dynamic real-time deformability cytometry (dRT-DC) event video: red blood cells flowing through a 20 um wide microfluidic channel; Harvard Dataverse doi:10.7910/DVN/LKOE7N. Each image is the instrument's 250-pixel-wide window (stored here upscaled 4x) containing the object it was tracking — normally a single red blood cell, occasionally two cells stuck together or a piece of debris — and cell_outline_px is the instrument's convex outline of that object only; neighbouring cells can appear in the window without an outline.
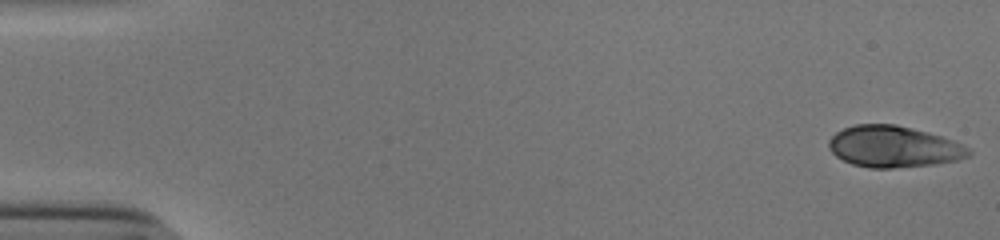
{"species": "human", "species_latin": "Homo sapiens", "temperature_condition": "cold", "stored_images_in_passage": 53, "camera_frame_rate_fps": 3000, "um_per_image_px": 0.085, "donor": {"sex": "male"}, "frame": {"image": 1, "passage_image": 1, "time_ms": 0.0, "image_size_px": [1000, 240], "cell_outline_px": [[972, 156], [960, 160], [936, 164], [892, 168], [868, 168], [852, 164], [836, 156], [828, 148], [828, 140], [836, 132], [844, 128], [856, 124], [896, 124], [928, 132], [952, 140], [968, 148], [972, 152]], "centroid_in_image_um": [75.96, 12.47], "position_along_channel_um": 9.0, "area_um2": 33.87}}
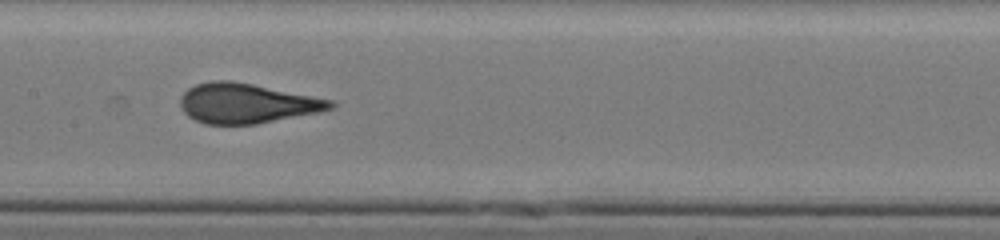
{"frame": {"image": 2, "passage_image": 27, "time_ms": 8.667, "image_size_px": [1000, 240], "cell_outline_px": [[336, 104], [332, 108], [320, 112], [256, 124], [204, 124], [188, 116], [184, 112], [180, 104], [180, 96], [188, 88], [196, 84], [212, 80], [228, 80], [252, 84], [332, 100]], "centroid_in_image_um": [20.94, 8.78], "position_along_channel_um": 186.5, "area_um2": 34.68}}
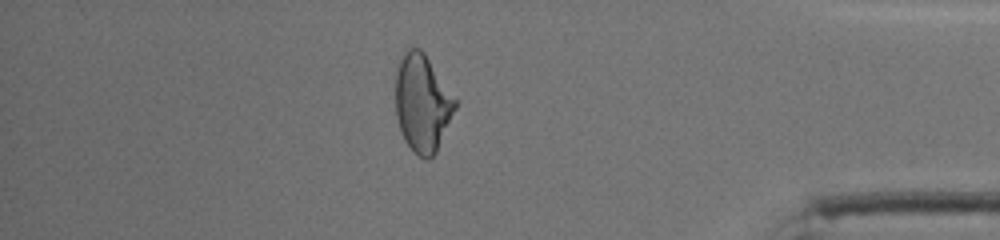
{"frame": {"image": 3, "passage_image": 46, "time_ms": 15.0, "image_size_px": [1000, 240], "cell_outline_px": [[456, 108], [436, 152], [428, 160], [424, 160], [404, 140], [396, 116], [396, 68], [404, 52], [408, 48], [420, 48], [424, 52], [456, 100]], "centroid_in_image_um": [35.88, 8.76], "position_along_channel_um": 399.3, "area_um2": 33.41}, "authors_computed_cell_mechanics": {"area_um2": 34.2176, "velocity_mm_per_s": 3.862, "shape_relaxation_time_tau1_ms": 4.9667, "shape_relaxation_time_tau2_ms": null, "deformation_change_tau1": 0.1735, "deformation_change_tau2": null}}